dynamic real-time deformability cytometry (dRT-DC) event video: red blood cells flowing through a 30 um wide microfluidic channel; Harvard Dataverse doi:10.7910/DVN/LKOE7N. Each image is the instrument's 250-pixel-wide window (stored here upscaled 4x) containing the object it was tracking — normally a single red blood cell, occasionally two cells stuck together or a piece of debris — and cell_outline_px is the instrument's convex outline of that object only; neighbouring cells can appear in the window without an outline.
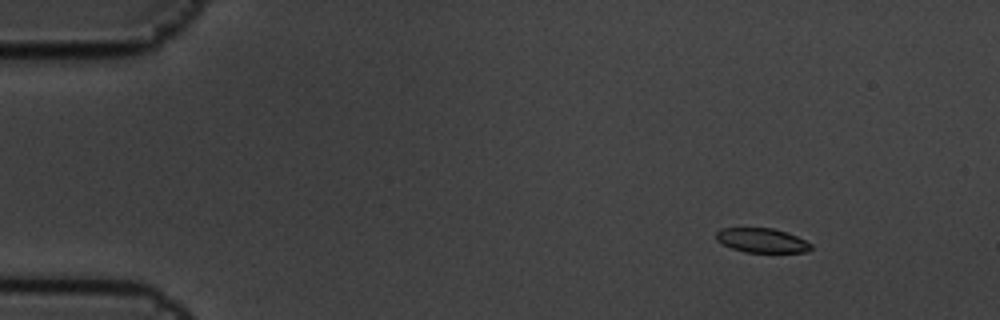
{"species": "common noctule bat (a hibernating species)", "species_latin": "Nyctalus noctula", "temperature_condition": "cold", "stored_images_in_passage": 6, "camera_frame_rate_fps": 3000, "um_per_image_px": 0.085, "animal": {"sex": "male", "body_mass_g": 19.5, "forearm_length_mm": 54.6}, "frame": {"image": 1, "passage_image": 2, "time_ms": 0.333, "image_size_px": [1000, 320], "cell_outline_px": [[812, 248], [808, 252], [744, 252], [732, 248], [716, 240], [716, 232], [720, 228], [772, 228], [788, 232], [812, 244]], "centroid_in_image_um": [64.76, 20.43], "position_along_channel_um": 20.2, "area_um2": 13.47}}
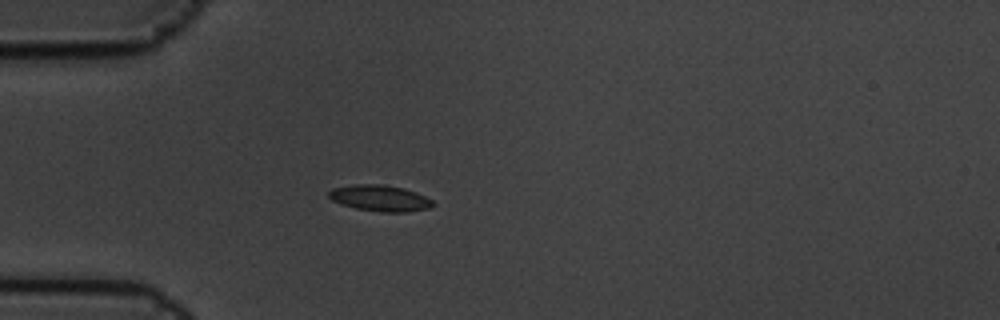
{"frame": {"image": 2, "passage_image": 5, "time_ms": 1.333, "image_size_px": [1000, 320], "cell_outline_px": [[436, 204], [428, 208], [408, 212], [380, 212], [356, 208], [340, 204], [332, 200], [328, 196], [328, 192], [332, 188], [356, 184], [384, 184], [404, 188], [416, 192], [432, 200]], "centroid_in_image_um": [32.29, 16.84], "position_along_channel_um": 52.7, "area_um2": 15.95}}